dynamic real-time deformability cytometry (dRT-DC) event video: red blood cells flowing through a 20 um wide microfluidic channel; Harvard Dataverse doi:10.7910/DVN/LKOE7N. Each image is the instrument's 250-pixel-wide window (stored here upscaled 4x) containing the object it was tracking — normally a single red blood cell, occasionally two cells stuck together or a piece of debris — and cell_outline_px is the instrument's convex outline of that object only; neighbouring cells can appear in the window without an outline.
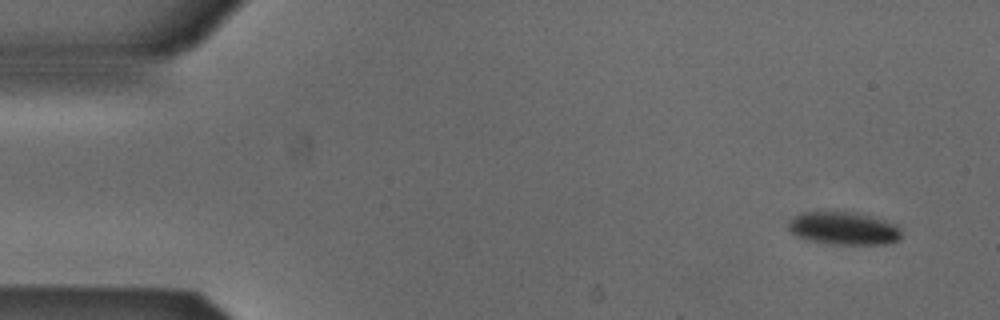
{"species": "Egyptian fruit bat (a non-hibernating species)", "species_latin": "Rousettus aegyptiacus", "temperature_condition": "cold", "stored_images_in_passage": 2, "camera_frame_rate_fps": 3000, "um_per_image_px": 0.085, "animal": {"sex": "male"}, "frame": {"image": 1, "passage_image": 1, "time_ms": 0.0, "image_size_px": [1000, 320], "cell_outline_px": [[900, 240], [884, 244], [832, 244], [808, 240], [792, 232], [788, 228], [788, 220], [792, 216], [800, 212], [856, 212], [884, 220], [896, 224], [900, 228]], "centroid_in_image_um": [71.7, 19.4], "position_along_channel_um": 13.3, "area_um2": 21.62}}